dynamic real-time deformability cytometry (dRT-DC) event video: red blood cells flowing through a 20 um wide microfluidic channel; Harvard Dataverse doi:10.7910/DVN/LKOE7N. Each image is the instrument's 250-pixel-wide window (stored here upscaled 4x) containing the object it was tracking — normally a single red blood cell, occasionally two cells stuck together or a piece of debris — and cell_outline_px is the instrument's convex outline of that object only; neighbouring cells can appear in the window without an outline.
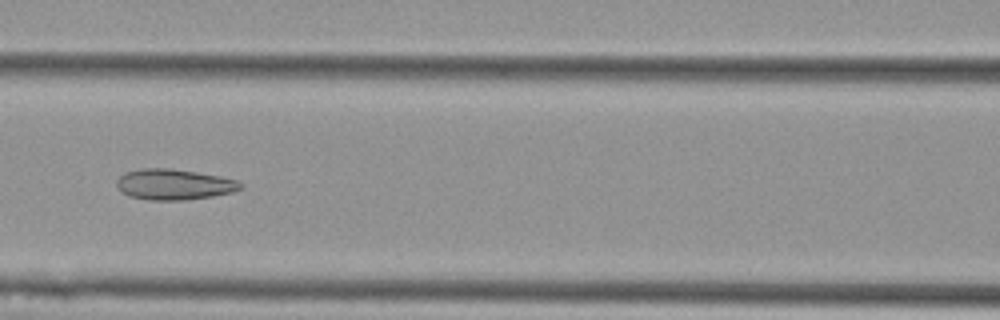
{"species": "Egyptian fruit bat (a non-hibernating species)", "species_latin": "Rousettus aegyptiacus", "temperature_condition": "cold", "stored_images_in_passage": 10, "segment_of_instrument_passage": [1, 2], "camera_frame_rate_fps": 3000, "um_per_image_px": 0.085, "animal": {"sex": "female"}, "frame": {"image": 1, "passage_image": 7, "time_ms": 2.0, "image_size_px": [1000, 320], "cell_outline_px": [[244, 188], [232, 192], [212, 196], [184, 200], [148, 200], [128, 196], [116, 184], [116, 180], [124, 172], [140, 168], [172, 168], [220, 176], [236, 180], [244, 184]], "centroid_in_image_um": [14.8, 15.67], "position_along_channel_um": 151.8, "area_um2": 22.25}}
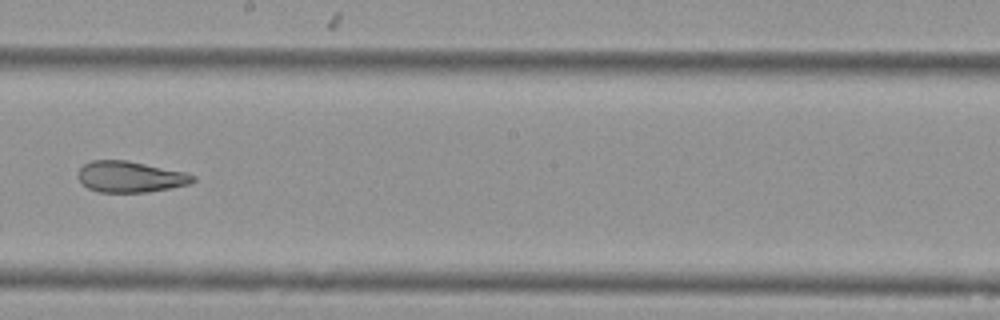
{"frame": {"image": 2, "passage_image": 9, "time_ms": 2.667, "image_size_px": [1000, 320], "cell_outline_px": [[196, 180], [188, 184], [172, 188], [148, 192], [100, 192], [88, 188], [76, 176], [80, 168], [84, 164], [92, 160], [128, 160], [184, 172], [196, 176]], "centroid_in_image_um": [11.07, 15.02], "position_along_channel_um": 237.1, "area_um2": 20.81}}